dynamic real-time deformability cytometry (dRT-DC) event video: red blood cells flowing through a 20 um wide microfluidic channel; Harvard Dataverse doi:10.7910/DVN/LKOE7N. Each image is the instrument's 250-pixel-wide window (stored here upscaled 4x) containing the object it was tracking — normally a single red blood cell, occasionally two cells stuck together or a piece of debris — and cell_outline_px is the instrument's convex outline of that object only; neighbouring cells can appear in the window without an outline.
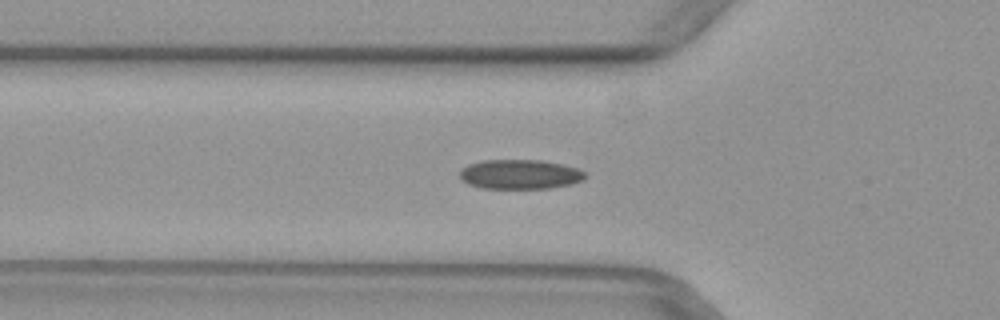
{"species": "common noctule bat (a hibernating species)", "species_latin": "Nyctalus noctula", "temperature_condition": "warm", "stored_images_in_passage": 45, "camera_frame_rate_fps": 3000, "um_per_image_px": 0.085, "animal": {"sex": "female", "body_mass_g": 29.2, "forearm_length_mm": 56.3}, "frame": {"image": 1, "passage_image": 11, "time_ms": 3.333, "image_size_px": [1000, 320], "cell_outline_px": [[588, 176], [584, 180], [572, 184], [548, 188], [480, 188], [468, 184], [460, 180], [460, 168], [468, 164], [484, 160], [540, 160], [560, 164], [576, 168], [584, 172]], "centroid_in_image_um": [44.17, 14.82], "position_along_channel_um": 81.6, "area_um2": 21.68}}
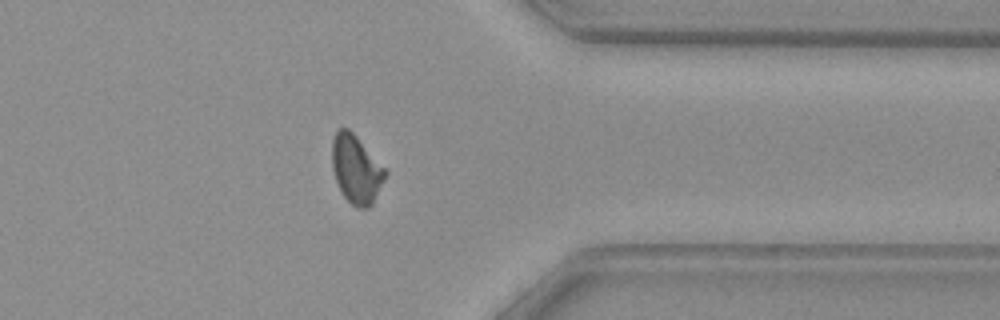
{"frame": {"image": 2, "passage_image": 34, "time_ms": 11.0, "image_size_px": [1000, 320], "cell_outline_px": [[388, 172], [372, 204], [368, 208], [356, 208], [340, 192], [332, 168], [332, 140], [336, 132], [340, 128], [348, 128], [356, 136]], "centroid_in_image_um": [30.26, 14.4], "position_along_channel_um": 381.1, "area_um2": 20.92}}
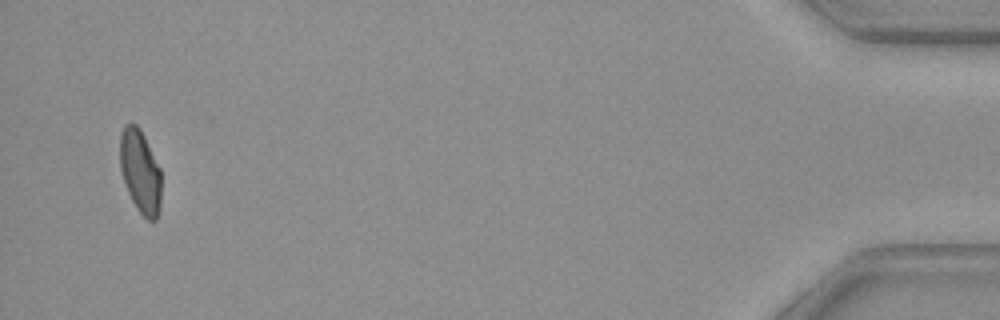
{"frame": {"image": 3, "passage_image": 43, "time_ms": 14.0, "image_size_px": [1000, 320], "cell_outline_px": [[160, 212], [156, 220], [148, 220], [136, 208], [128, 192], [120, 168], [120, 132], [124, 124], [136, 124], [140, 128], [160, 168]], "centroid_in_image_um": [11.92, 14.57], "position_along_channel_um": 423.3, "area_um2": 20.0}}